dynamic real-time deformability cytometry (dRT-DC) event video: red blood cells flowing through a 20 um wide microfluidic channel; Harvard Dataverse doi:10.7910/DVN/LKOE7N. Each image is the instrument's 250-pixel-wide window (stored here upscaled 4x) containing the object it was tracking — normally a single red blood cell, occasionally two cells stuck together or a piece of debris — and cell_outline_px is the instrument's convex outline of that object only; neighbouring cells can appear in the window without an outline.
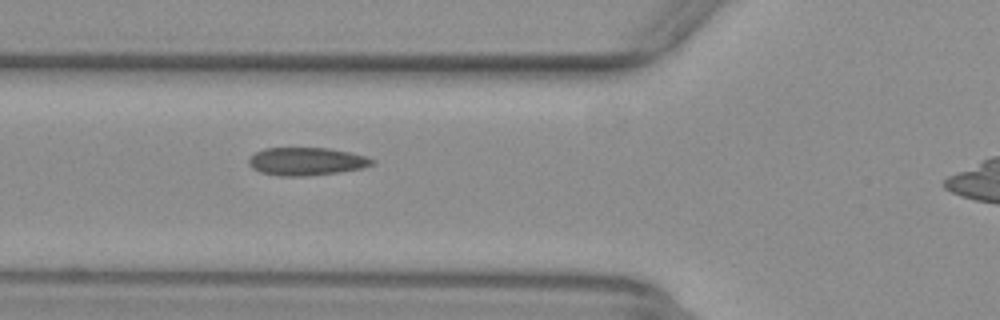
{"species": "common noctule bat (a hibernating species)", "species_latin": "Nyctalus noctula", "temperature_condition": "warm", "stored_images_in_passage": 37, "camera_frame_rate_fps": 3000, "um_per_image_px": 0.085, "animal": {"sex": "female", "body_mass_g": 29.2, "forearm_length_mm": 56.3}, "frame": {"image": 1, "passage_image": 10, "time_ms": 3.0, "image_size_px": [1000, 320], "cell_outline_px": [[376, 160], [372, 164], [360, 168], [340, 172], [304, 176], [280, 176], [260, 172], [252, 168], [248, 164], [248, 160], [256, 152], [264, 148], [328, 148], [348, 152], [364, 156]], "centroid_in_image_um": [26.01, 13.72], "position_along_channel_um": 99.8, "area_um2": 19.88}}
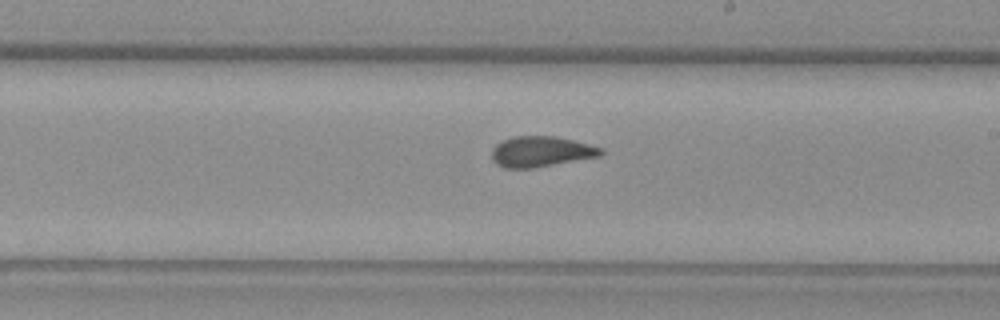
{"frame": {"image": 2, "passage_image": 21, "time_ms": 6.667, "image_size_px": [1000, 320], "cell_outline_px": [[604, 152], [600, 156], [532, 168], [504, 168], [496, 164], [492, 160], [492, 148], [496, 144], [512, 136], [556, 136], [604, 148]], "centroid_in_image_um": [45.97, 12.88], "position_along_channel_um": 243.0, "area_um2": 19.42}}
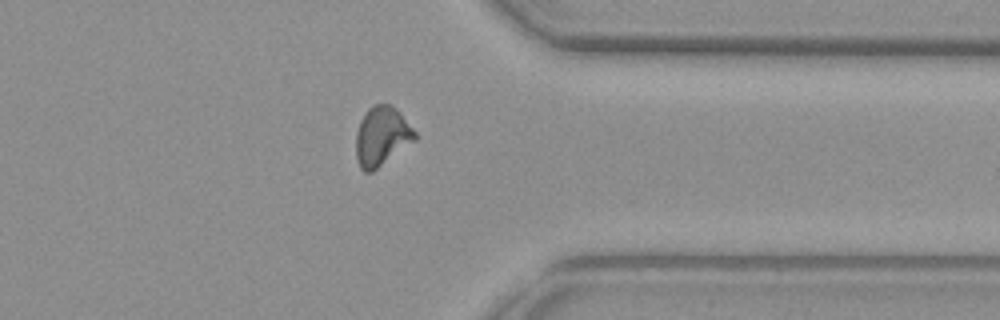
{"frame": {"image": 3, "passage_image": 32, "time_ms": 10.333, "image_size_px": [1000, 320], "cell_outline_px": [[416, 140], [372, 172], [364, 172], [360, 168], [356, 156], [356, 132], [360, 120], [368, 108], [376, 104], [392, 104], [400, 112], [416, 132]], "centroid_in_image_um": [32.45, 11.58], "position_along_channel_um": 379.0, "area_um2": 20.4}, "authors_computed_cell_mechanics": {"area_um2": 19.7098, "velocity_mm_per_s": 3.9166, "shape_relaxation_time_tau1_ms": null, "shape_relaxation_time_tau2_ms": 1.3035, "deformation_change_tau1": null, "deformation_change_tau2": 0.0742}}